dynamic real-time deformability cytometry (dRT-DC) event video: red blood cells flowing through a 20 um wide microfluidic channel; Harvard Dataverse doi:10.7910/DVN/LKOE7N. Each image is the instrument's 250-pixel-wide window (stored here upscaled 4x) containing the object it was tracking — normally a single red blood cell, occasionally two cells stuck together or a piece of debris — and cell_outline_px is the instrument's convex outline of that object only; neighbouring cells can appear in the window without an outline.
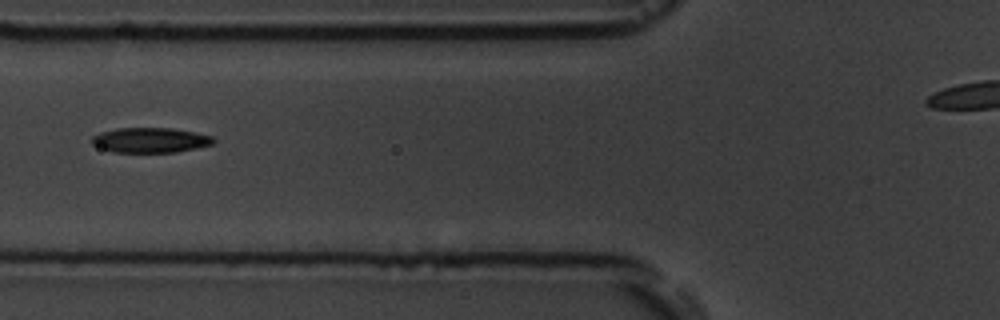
{"species": "common noctule bat (a hibernating species)", "species_latin": "Nyctalus noctula", "temperature_condition": "room temperature", "stored_images_in_passage": 8, "camera_frame_rate_fps": 3000, "um_per_image_px": 0.085, "animal": {"sex": "male", "body_mass_g": 19.5, "forearm_length_mm": 54.6}, "frame": {"image": 1, "passage_image": 4, "time_ms": 3.667, "image_size_px": [1000, 320], "cell_outline_px": [[216, 140], [212, 144], [196, 148], [176, 152], [112, 152], [100, 148], [92, 144], [92, 136], [100, 132], [116, 128], [172, 128], [196, 132], [212, 136]], "centroid_in_image_um": [12.77, 11.91], "position_along_channel_um": 113.0, "area_um2": 17.8}}
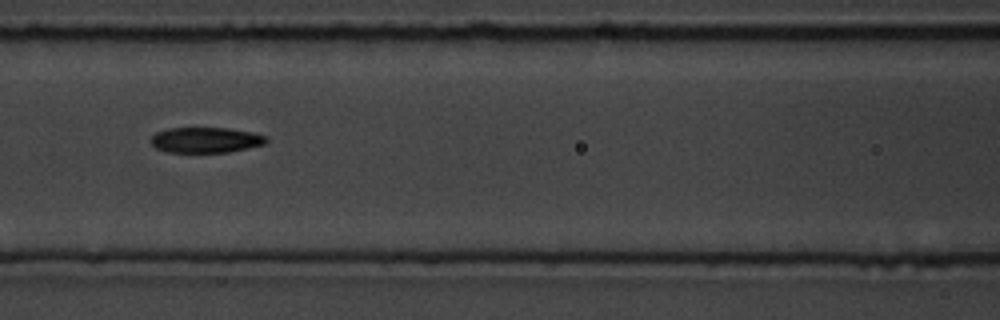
{"frame": {"image": 2, "passage_image": 5, "time_ms": 4.667, "image_size_px": [1000, 320], "cell_outline_px": [[268, 140], [264, 144], [228, 152], [168, 152], [156, 148], [152, 144], [152, 136], [156, 132], [168, 128], [228, 128], [252, 132], [268, 136]], "centroid_in_image_um": [17.5, 11.89], "position_along_channel_um": 149.1, "area_um2": 17.05}}
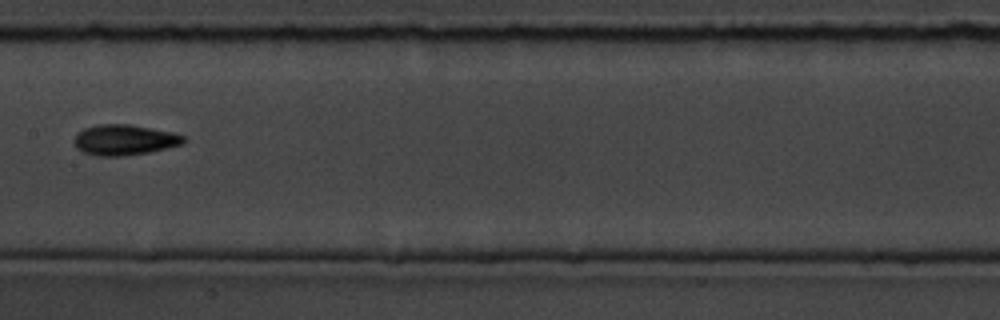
{"frame": {"image": 3, "passage_image": 6, "time_ms": 6.0, "image_size_px": [1000, 320], "cell_outline_px": [[184, 144], [148, 152], [124, 156], [100, 156], [84, 152], [76, 148], [72, 140], [84, 128], [100, 124], [128, 124], [172, 132], [184, 136]], "centroid_in_image_um": [10.56, 11.89], "position_along_channel_um": 196.8, "area_um2": 19.31}}